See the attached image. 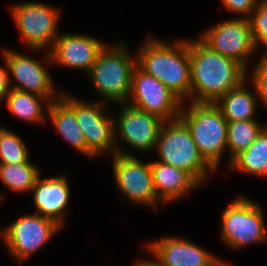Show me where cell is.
I'll list each match as a JSON object with an SVG mask.
<instances>
[{
	"label": "cell",
	"instance_id": "1",
	"mask_svg": "<svg viewBox=\"0 0 267 266\" xmlns=\"http://www.w3.org/2000/svg\"><path fill=\"white\" fill-rule=\"evenodd\" d=\"M190 102L215 103L248 77L237 61L212 50L200 38L189 39Z\"/></svg>",
	"mask_w": 267,
	"mask_h": 266
},
{
	"label": "cell",
	"instance_id": "2",
	"mask_svg": "<svg viewBox=\"0 0 267 266\" xmlns=\"http://www.w3.org/2000/svg\"><path fill=\"white\" fill-rule=\"evenodd\" d=\"M137 54L141 70L162 82L182 101L190 99L189 39H177L170 44L148 35Z\"/></svg>",
	"mask_w": 267,
	"mask_h": 266
},
{
	"label": "cell",
	"instance_id": "3",
	"mask_svg": "<svg viewBox=\"0 0 267 266\" xmlns=\"http://www.w3.org/2000/svg\"><path fill=\"white\" fill-rule=\"evenodd\" d=\"M122 42L117 41L111 46L106 44L87 74L100 102L127 103L130 95L132 72L137 60L129 54L125 41Z\"/></svg>",
	"mask_w": 267,
	"mask_h": 266
},
{
	"label": "cell",
	"instance_id": "4",
	"mask_svg": "<svg viewBox=\"0 0 267 266\" xmlns=\"http://www.w3.org/2000/svg\"><path fill=\"white\" fill-rule=\"evenodd\" d=\"M189 104V108L182 105L179 118L189 128L203 159L217 172L227 150L228 122L215 103Z\"/></svg>",
	"mask_w": 267,
	"mask_h": 266
},
{
	"label": "cell",
	"instance_id": "5",
	"mask_svg": "<svg viewBox=\"0 0 267 266\" xmlns=\"http://www.w3.org/2000/svg\"><path fill=\"white\" fill-rule=\"evenodd\" d=\"M155 150L159 162L186 171L200 185L206 184L208 174L215 172L199 153L189 128L180 118L164 122Z\"/></svg>",
	"mask_w": 267,
	"mask_h": 266
},
{
	"label": "cell",
	"instance_id": "6",
	"mask_svg": "<svg viewBox=\"0 0 267 266\" xmlns=\"http://www.w3.org/2000/svg\"><path fill=\"white\" fill-rule=\"evenodd\" d=\"M259 204L237 196L223 209L220 237L233 250L267 240L265 218Z\"/></svg>",
	"mask_w": 267,
	"mask_h": 266
},
{
	"label": "cell",
	"instance_id": "7",
	"mask_svg": "<svg viewBox=\"0 0 267 266\" xmlns=\"http://www.w3.org/2000/svg\"><path fill=\"white\" fill-rule=\"evenodd\" d=\"M9 9L27 50L38 52L53 47L59 35L61 10L32 1L12 5Z\"/></svg>",
	"mask_w": 267,
	"mask_h": 266
},
{
	"label": "cell",
	"instance_id": "8",
	"mask_svg": "<svg viewBox=\"0 0 267 266\" xmlns=\"http://www.w3.org/2000/svg\"><path fill=\"white\" fill-rule=\"evenodd\" d=\"M62 227L55 221L38 214H26L0 229L8 252L13 256L18 266L24 264L48 243Z\"/></svg>",
	"mask_w": 267,
	"mask_h": 266
},
{
	"label": "cell",
	"instance_id": "9",
	"mask_svg": "<svg viewBox=\"0 0 267 266\" xmlns=\"http://www.w3.org/2000/svg\"><path fill=\"white\" fill-rule=\"evenodd\" d=\"M118 106H120L119 112L114 117L116 153L133 155L124 148L122 150L119 138L123 140V144L126 143L137 152L147 153L154 150L164 121L128 103H121Z\"/></svg>",
	"mask_w": 267,
	"mask_h": 266
},
{
	"label": "cell",
	"instance_id": "10",
	"mask_svg": "<svg viewBox=\"0 0 267 266\" xmlns=\"http://www.w3.org/2000/svg\"><path fill=\"white\" fill-rule=\"evenodd\" d=\"M2 56L5 66L8 68L12 89L39 95L47 98L50 102L61 97L63 91L54 86L51 75L43 65V62L52 64L49 50L42 59V63L40 60L7 48H2ZM12 79L16 83L15 86L11 84Z\"/></svg>",
	"mask_w": 267,
	"mask_h": 266
},
{
	"label": "cell",
	"instance_id": "11",
	"mask_svg": "<svg viewBox=\"0 0 267 266\" xmlns=\"http://www.w3.org/2000/svg\"><path fill=\"white\" fill-rule=\"evenodd\" d=\"M127 103L156 115L164 122L178 119L183 105V101L175 93L137 65L132 72Z\"/></svg>",
	"mask_w": 267,
	"mask_h": 266
},
{
	"label": "cell",
	"instance_id": "12",
	"mask_svg": "<svg viewBox=\"0 0 267 266\" xmlns=\"http://www.w3.org/2000/svg\"><path fill=\"white\" fill-rule=\"evenodd\" d=\"M112 158V171L117 187L125 200L132 205H142L153 209L163 203L157 198L154 189L150 162L145 163L134 155L115 153Z\"/></svg>",
	"mask_w": 267,
	"mask_h": 266
},
{
	"label": "cell",
	"instance_id": "13",
	"mask_svg": "<svg viewBox=\"0 0 267 266\" xmlns=\"http://www.w3.org/2000/svg\"><path fill=\"white\" fill-rule=\"evenodd\" d=\"M97 100L89 102L75 97V118L84 133L89 158L116 153L114 116L106 112L109 104Z\"/></svg>",
	"mask_w": 267,
	"mask_h": 266
},
{
	"label": "cell",
	"instance_id": "14",
	"mask_svg": "<svg viewBox=\"0 0 267 266\" xmlns=\"http://www.w3.org/2000/svg\"><path fill=\"white\" fill-rule=\"evenodd\" d=\"M199 38L212 50L237 61L249 70L250 57L256 53L249 18L240 16L219 22L201 33Z\"/></svg>",
	"mask_w": 267,
	"mask_h": 266
},
{
	"label": "cell",
	"instance_id": "15",
	"mask_svg": "<svg viewBox=\"0 0 267 266\" xmlns=\"http://www.w3.org/2000/svg\"><path fill=\"white\" fill-rule=\"evenodd\" d=\"M105 45L88 34H59L49 50L52 65L84 71L87 75Z\"/></svg>",
	"mask_w": 267,
	"mask_h": 266
},
{
	"label": "cell",
	"instance_id": "16",
	"mask_svg": "<svg viewBox=\"0 0 267 266\" xmlns=\"http://www.w3.org/2000/svg\"><path fill=\"white\" fill-rule=\"evenodd\" d=\"M158 266H208L215 255L191 241L166 236L148 243Z\"/></svg>",
	"mask_w": 267,
	"mask_h": 266
},
{
	"label": "cell",
	"instance_id": "17",
	"mask_svg": "<svg viewBox=\"0 0 267 266\" xmlns=\"http://www.w3.org/2000/svg\"><path fill=\"white\" fill-rule=\"evenodd\" d=\"M31 192L35 214L49 218L63 227L71 194L67 175L46 177L43 180L39 176Z\"/></svg>",
	"mask_w": 267,
	"mask_h": 266
},
{
	"label": "cell",
	"instance_id": "18",
	"mask_svg": "<svg viewBox=\"0 0 267 266\" xmlns=\"http://www.w3.org/2000/svg\"><path fill=\"white\" fill-rule=\"evenodd\" d=\"M157 198L164 204L183 198L201 186L189 173L159 161L150 163Z\"/></svg>",
	"mask_w": 267,
	"mask_h": 266
},
{
	"label": "cell",
	"instance_id": "19",
	"mask_svg": "<svg viewBox=\"0 0 267 266\" xmlns=\"http://www.w3.org/2000/svg\"><path fill=\"white\" fill-rule=\"evenodd\" d=\"M47 114L60 136L87 157V142L75 118V97L63 91L60 98L50 102Z\"/></svg>",
	"mask_w": 267,
	"mask_h": 266
},
{
	"label": "cell",
	"instance_id": "20",
	"mask_svg": "<svg viewBox=\"0 0 267 266\" xmlns=\"http://www.w3.org/2000/svg\"><path fill=\"white\" fill-rule=\"evenodd\" d=\"M246 83L247 79L215 102L227 122L257 120L255 117L258 109L257 90L252 83L256 94L251 89L249 91L250 87H246Z\"/></svg>",
	"mask_w": 267,
	"mask_h": 266
},
{
	"label": "cell",
	"instance_id": "21",
	"mask_svg": "<svg viewBox=\"0 0 267 266\" xmlns=\"http://www.w3.org/2000/svg\"><path fill=\"white\" fill-rule=\"evenodd\" d=\"M4 101L9 112L20 120L27 123H44L46 121L45 112H48L50 105L47 98L11 88Z\"/></svg>",
	"mask_w": 267,
	"mask_h": 266
},
{
	"label": "cell",
	"instance_id": "22",
	"mask_svg": "<svg viewBox=\"0 0 267 266\" xmlns=\"http://www.w3.org/2000/svg\"><path fill=\"white\" fill-rule=\"evenodd\" d=\"M232 170L261 178H267V127L255 141L230 163Z\"/></svg>",
	"mask_w": 267,
	"mask_h": 266
},
{
	"label": "cell",
	"instance_id": "23",
	"mask_svg": "<svg viewBox=\"0 0 267 266\" xmlns=\"http://www.w3.org/2000/svg\"><path fill=\"white\" fill-rule=\"evenodd\" d=\"M40 175L39 167L30 158L25 163L0 164V181L13 192L30 193Z\"/></svg>",
	"mask_w": 267,
	"mask_h": 266
},
{
	"label": "cell",
	"instance_id": "24",
	"mask_svg": "<svg viewBox=\"0 0 267 266\" xmlns=\"http://www.w3.org/2000/svg\"><path fill=\"white\" fill-rule=\"evenodd\" d=\"M267 127L256 120L228 122L227 149L229 152V165L231 161L245 151Z\"/></svg>",
	"mask_w": 267,
	"mask_h": 266
},
{
	"label": "cell",
	"instance_id": "25",
	"mask_svg": "<svg viewBox=\"0 0 267 266\" xmlns=\"http://www.w3.org/2000/svg\"><path fill=\"white\" fill-rule=\"evenodd\" d=\"M1 126V125H0ZM29 150L24 140L6 127H0V164L25 163Z\"/></svg>",
	"mask_w": 267,
	"mask_h": 266
},
{
	"label": "cell",
	"instance_id": "26",
	"mask_svg": "<svg viewBox=\"0 0 267 266\" xmlns=\"http://www.w3.org/2000/svg\"><path fill=\"white\" fill-rule=\"evenodd\" d=\"M251 34L255 49L262 44L266 50L262 53L267 55V0L258 2L257 7L249 17Z\"/></svg>",
	"mask_w": 267,
	"mask_h": 266
},
{
	"label": "cell",
	"instance_id": "27",
	"mask_svg": "<svg viewBox=\"0 0 267 266\" xmlns=\"http://www.w3.org/2000/svg\"><path fill=\"white\" fill-rule=\"evenodd\" d=\"M251 72L249 80L256 87L257 98L267 107V55L262 54Z\"/></svg>",
	"mask_w": 267,
	"mask_h": 266
},
{
	"label": "cell",
	"instance_id": "28",
	"mask_svg": "<svg viewBox=\"0 0 267 266\" xmlns=\"http://www.w3.org/2000/svg\"><path fill=\"white\" fill-rule=\"evenodd\" d=\"M260 0H221L227 11L249 18Z\"/></svg>",
	"mask_w": 267,
	"mask_h": 266
},
{
	"label": "cell",
	"instance_id": "29",
	"mask_svg": "<svg viewBox=\"0 0 267 266\" xmlns=\"http://www.w3.org/2000/svg\"><path fill=\"white\" fill-rule=\"evenodd\" d=\"M11 86L9 82L8 68L0 67V104L6 95L10 92Z\"/></svg>",
	"mask_w": 267,
	"mask_h": 266
},
{
	"label": "cell",
	"instance_id": "30",
	"mask_svg": "<svg viewBox=\"0 0 267 266\" xmlns=\"http://www.w3.org/2000/svg\"><path fill=\"white\" fill-rule=\"evenodd\" d=\"M133 266H158L157 263L154 261V259L152 260H146L144 258L142 259H137L136 263H134Z\"/></svg>",
	"mask_w": 267,
	"mask_h": 266
},
{
	"label": "cell",
	"instance_id": "31",
	"mask_svg": "<svg viewBox=\"0 0 267 266\" xmlns=\"http://www.w3.org/2000/svg\"><path fill=\"white\" fill-rule=\"evenodd\" d=\"M217 256H215L210 263L208 264V266H230L228 263L222 262V260H220Z\"/></svg>",
	"mask_w": 267,
	"mask_h": 266
},
{
	"label": "cell",
	"instance_id": "32",
	"mask_svg": "<svg viewBox=\"0 0 267 266\" xmlns=\"http://www.w3.org/2000/svg\"><path fill=\"white\" fill-rule=\"evenodd\" d=\"M2 199H4V196H3V194H0V202L3 201ZM0 204H1V203H0Z\"/></svg>",
	"mask_w": 267,
	"mask_h": 266
}]
</instances>
